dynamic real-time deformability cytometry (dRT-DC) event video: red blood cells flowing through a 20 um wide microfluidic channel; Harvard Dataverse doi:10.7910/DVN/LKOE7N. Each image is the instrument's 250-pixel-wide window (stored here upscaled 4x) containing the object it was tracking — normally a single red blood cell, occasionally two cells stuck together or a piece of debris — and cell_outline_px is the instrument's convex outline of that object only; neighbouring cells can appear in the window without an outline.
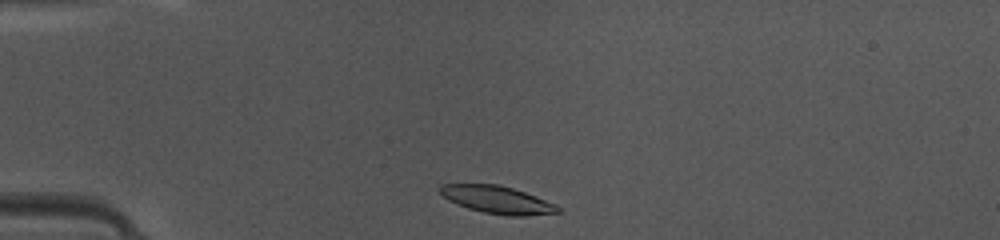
{"species": "common noctule bat (a hibernating species)", "species_latin": "Nyctalus noctula", "temperature_condition": "warm", "stored_images_in_passage": 37, "camera_frame_rate_fps": 3000, "um_per_image_px": 0.085, "animal": {"sex": "female", "body_mass_g": 10.0, "forearm_length_mm": 53.1}, "frame": {"image": 1, "passage_image": 1, "time_ms": 0.0, "image_size_px": [1000, 240], "cell_outline_px": [[560, 212], [524, 216], [508, 216], [484, 212], [468, 208], [448, 200], [436, 188], [440, 184], [496, 184], [512, 188], [536, 196], [556, 204], [560, 208]], "centroid_in_image_um": [42.25, 16.97], "position_along_channel_um": 42.7, "area_um2": 18.84}}
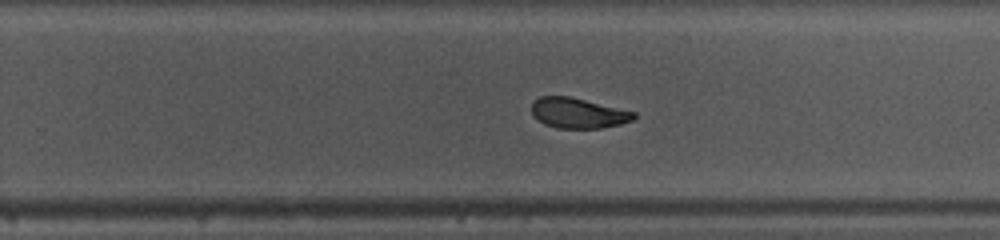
{"frame": {"image": 2, "passage_image": 20, "time_ms": 6.333, "image_size_px": [1000, 240], "cell_outline_px": [[636, 116], [632, 120], [620, 124], [600, 128], [556, 128], [544, 124], [532, 116], [532, 100], [540, 96], [568, 96], [636, 112]], "centroid_in_image_um": [49.09, 9.61], "position_along_channel_um": 280.7, "area_um2": 18.03}}
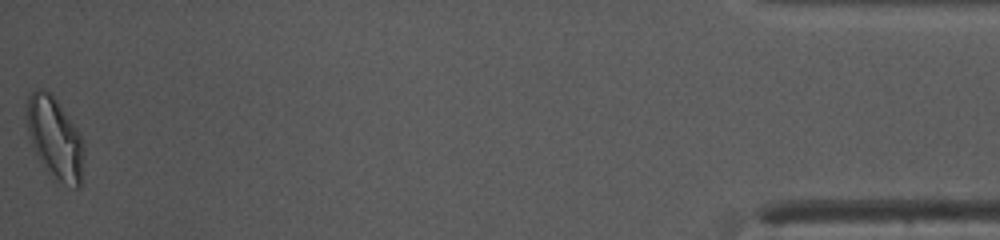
{"frame": {"image": 3, "passage_image": 37, "time_ms": 12.0, "image_size_px": [1000, 240], "cell_outline_px": [[84, 160], [80, 188], [76, 188], [52, 180], [32, 148], [24, 116], [24, 112], [28, 96], [36, 88], [40, 88], [48, 92], [56, 100], [80, 132], [84, 144]], "centroid_in_image_um": [4.65, 11.78], "position_along_channel_um": 430.6, "area_um2": 27.98}, "authors_computed_cell_mechanics": {"area_um2": 19.4208, "velocity_mm_per_s": 4.1669, "shape_relaxation_time_tau1_ms": 2.0692, "shape_relaxation_time_tau2_ms": 1.458, "deformation_change_tau1": 0.1264, "deformation_change_tau2": 0.0755}}